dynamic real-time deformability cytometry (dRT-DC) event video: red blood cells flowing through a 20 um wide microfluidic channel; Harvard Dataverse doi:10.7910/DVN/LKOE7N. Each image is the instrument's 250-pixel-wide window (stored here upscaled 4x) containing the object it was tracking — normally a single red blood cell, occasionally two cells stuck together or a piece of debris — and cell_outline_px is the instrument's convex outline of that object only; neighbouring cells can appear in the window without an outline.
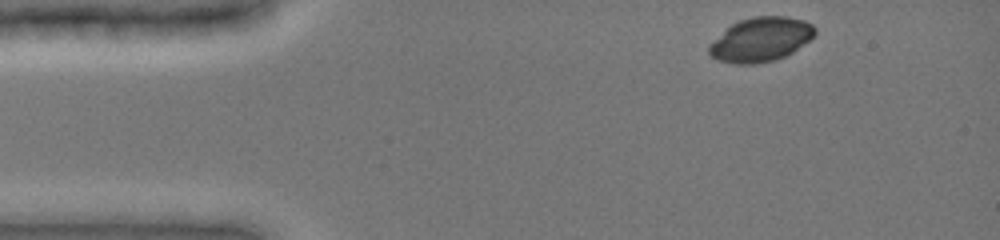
{"species": "common noctule bat (a hibernating species)", "species_latin": "Nyctalus noctula", "temperature_condition": "cold", "stored_images_in_passage": 38, "camera_frame_rate_fps": 3000, "um_per_image_px": 0.085, "animal": {"sex": "female", "body_mass_g": 19.0, "forearm_length_mm": 51.5}, "frame": {"image": 1, "passage_image": 1, "time_ms": 0.0, "image_size_px": [1000, 240], "cell_outline_px": [[816, 32], [808, 40], [792, 52], [776, 60], [752, 64], [736, 64], [720, 60], [712, 56], [708, 52], [708, 44], [732, 24], [740, 20], [752, 16], [784, 16], [804, 20], [812, 24], [816, 28]], "centroid_in_image_um": [64.65, 3.35], "position_along_channel_um": 20.3, "area_um2": 27.05}}
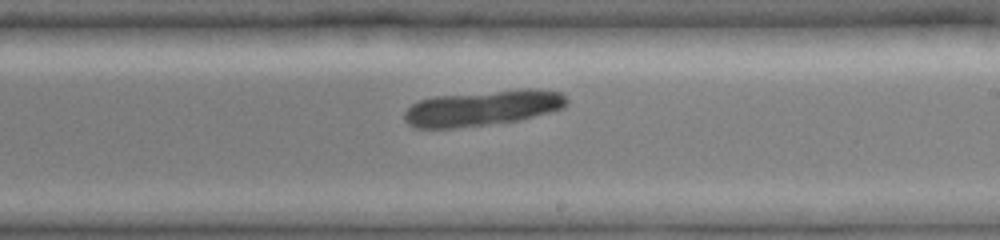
{"frame": {"image": 2, "passage_image": 22, "time_ms": 7.0, "image_size_px": [1000, 240], "cell_outline_px": [[568, 104], [564, 108], [520, 120], [456, 128], [416, 128], [408, 124], [404, 120], [404, 112], [412, 104], [420, 100], [436, 96], [524, 88], [536, 88], [560, 92], [568, 100]], "centroid_in_image_um": [41.04, 9.18], "position_along_channel_um": 248.0, "area_um2": 33.7}}
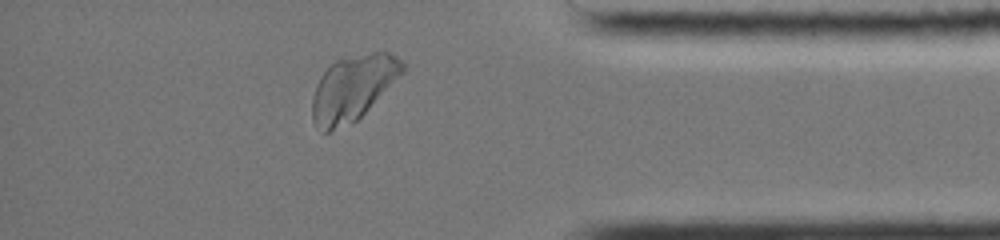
{"frame": {"image": 3, "passage_image": 35, "time_ms": 11.333, "image_size_px": [1000, 240], "cell_outline_px": [[404, 72], [356, 120], [328, 132], [324, 132], [316, 128], [312, 120], [312, 96], [316, 84], [320, 76], [336, 60], [372, 52], [388, 52], [396, 56], [404, 64]], "centroid_in_image_um": [29.96, 7.48], "position_along_channel_um": 405.2, "area_um2": 33.76}}